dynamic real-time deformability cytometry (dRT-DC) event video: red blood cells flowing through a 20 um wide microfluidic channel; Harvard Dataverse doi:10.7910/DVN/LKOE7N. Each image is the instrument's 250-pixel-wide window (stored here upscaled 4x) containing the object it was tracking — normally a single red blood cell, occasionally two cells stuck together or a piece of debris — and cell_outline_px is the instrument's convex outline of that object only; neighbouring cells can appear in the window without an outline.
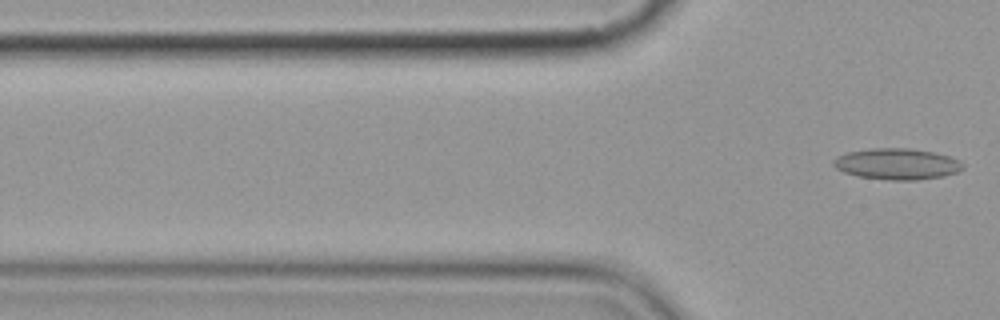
{"species": "common noctule bat (a hibernating species)", "species_latin": "Nyctalus noctula", "temperature_condition": "cold", "stored_images_in_passage": 5, "segment_of_instrument_passage": [2, 2], "camera_frame_rate_fps": 3000, "um_per_image_px": 0.085, "animal": {"sex": "female", "body_mass_g": 19.9}, "frame": {"image": 1, "passage_image": 5, "time_ms": 5.667, "image_size_px": [1000, 320], "cell_outline_px": [[964, 168], [956, 172], [944, 176], [916, 180], [888, 180], [856, 176], [844, 172], [836, 168], [832, 164], [832, 160], [836, 156], [848, 152], [872, 148], [908, 148], [932, 152], [948, 156], [960, 160], [964, 164]], "centroid_in_image_um": [76.22, 13.94], "position_along_channel_um": 49.6, "area_um2": 23.58}}